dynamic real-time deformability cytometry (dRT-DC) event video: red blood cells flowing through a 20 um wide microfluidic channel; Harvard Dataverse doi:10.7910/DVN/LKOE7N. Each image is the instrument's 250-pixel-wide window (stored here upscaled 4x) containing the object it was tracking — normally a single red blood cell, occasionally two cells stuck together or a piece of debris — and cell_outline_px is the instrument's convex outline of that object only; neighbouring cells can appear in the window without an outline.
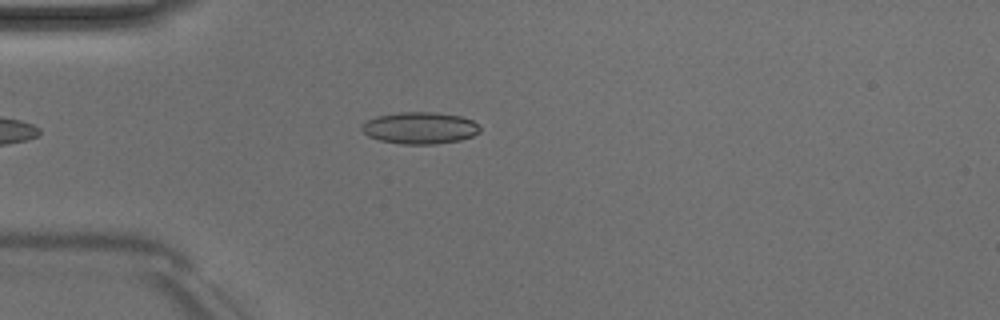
{"species": "Egyptian fruit bat (a non-hibernating species)", "species_latin": "Rousettus aegyptiacus", "temperature_condition": "room temperature", "stored_images_in_passage": 4, "camera_frame_rate_fps": 3000, "um_per_image_px": 0.085, "animal": {"sex": "male"}, "frame": {"image": 1, "passage_image": 4, "time_ms": 3.333, "image_size_px": [1000, 320], "cell_outline_px": [[480, 132], [472, 136], [460, 140], [436, 144], [400, 144], [380, 140], [368, 136], [360, 128], [368, 120], [376, 116], [400, 112], [432, 112], [460, 116], [472, 120], [480, 128]], "centroid_in_image_um": [35.69, 10.88], "position_along_channel_um": 49.3, "area_um2": 21.79}}